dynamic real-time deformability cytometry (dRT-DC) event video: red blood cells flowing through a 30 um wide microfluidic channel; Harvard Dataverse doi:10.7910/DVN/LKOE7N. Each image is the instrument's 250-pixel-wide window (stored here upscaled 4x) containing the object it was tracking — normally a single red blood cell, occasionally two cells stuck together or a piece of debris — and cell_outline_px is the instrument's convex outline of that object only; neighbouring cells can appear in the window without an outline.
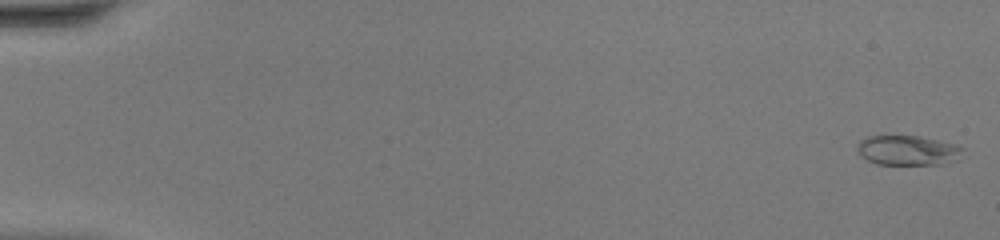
{"species": "common noctule bat (a hibernating species)", "species_latin": "Nyctalus noctula", "temperature_condition": "warm", "stored_images_in_passage": 47, "camera_frame_rate_fps": 3000, "um_per_image_px": 0.085, "animal": {"sex": "female", "body_mass_g": 20.0, "forearm_length_mm": 54.0}, "frame": {"image": 1, "passage_image": 1, "time_ms": 0.0, "image_size_px": [1000, 240], "cell_outline_px": [[964, 148], [960, 160], [940, 164], [876, 164], [860, 156], [856, 148], [860, 140], [868, 136], [920, 136], [956, 144]], "centroid_in_image_um": [77.19, 12.78], "position_along_channel_um": 7.8, "area_um2": 18.5}}
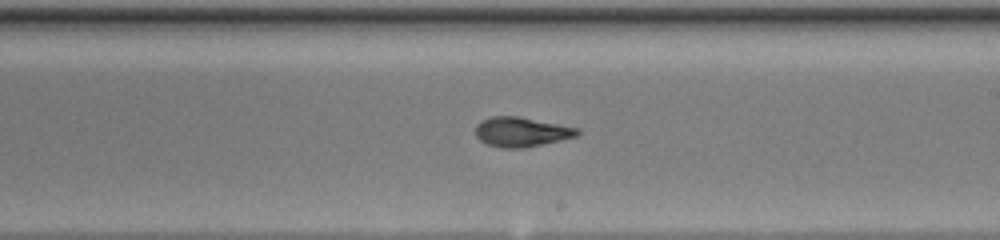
{"frame": {"image": 2, "passage_image": 29, "time_ms": 9.333, "image_size_px": [1000, 240], "cell_outline_px": [[580, 132], [576, 136], [560, 140], [524, 148], [504, 148], [488, 144], [480, 140], [476, 136], [476, 124], [480, 120], [492, 116], [520, 116], [580, 128]], "centroid_in_image_um": [44.32, 11.2], "position_along_channel_um": 244.7, "area_um2": 17.63}}
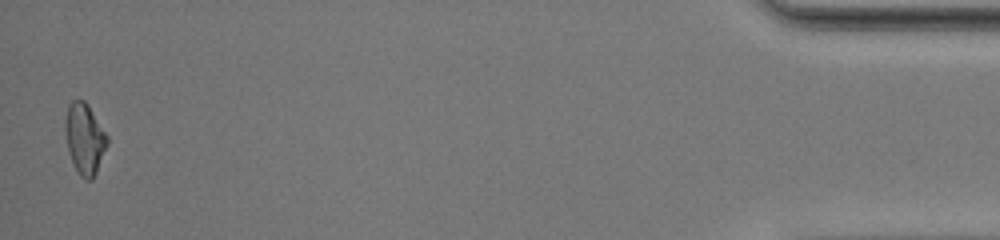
{"frame": {"image": 3, "passage_image": 47, "time_ms": 15.333, "image_size_px": [1000, 240], "cell_outline_px": [[108, 144], [96, 172], [92, 180], [84, 180], [80, 176], [68, 152], [64, 128], [64, 120], [68, 104], [72, 100], [84, 100], [88, 104], [108, 136]], "centroid_in_image_um": [7.18, 11.77], "position_along_channel_um": 428.0, "area_um2": 17.46}, "authors_computed_cell_mechanics": {"area_um2": 17.6868, "velocity_mm_per_s": 4.4473, "shape_relaxation_time_tau1_ms": 7.3502, "shape_relaxation_time_tau2_ms": 1.1899, "deformation_change_tau1": 0.2483, "deformation_change_tau2": 0.0691}}